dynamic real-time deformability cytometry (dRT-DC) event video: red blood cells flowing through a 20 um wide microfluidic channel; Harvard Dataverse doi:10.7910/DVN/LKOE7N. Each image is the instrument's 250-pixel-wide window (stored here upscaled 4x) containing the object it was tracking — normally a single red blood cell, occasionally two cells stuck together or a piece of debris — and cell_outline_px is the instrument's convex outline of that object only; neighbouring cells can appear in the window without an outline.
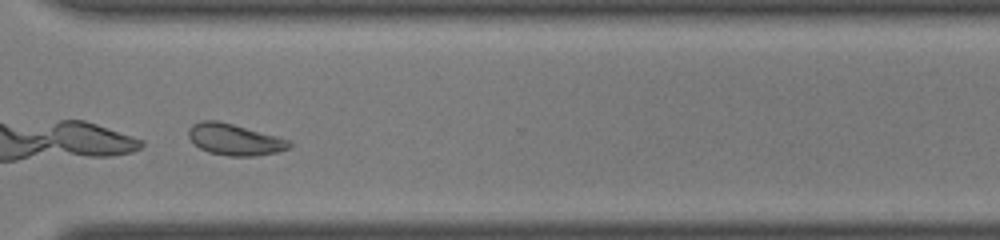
{"species": "common noctule bat (a hibernating species)", "species_latin": "Nyctalus noctula", "temperature_condition": "room temperature", "stored_images_in_passage": 30, "camera_frame_rate_fps": 3000, "um_per_image_px": 0.085, "animal": {"sex": "male", "body_mass_g": 19.0, "forearm_length_mm": 50.8}, "frame": {"image": 1, "passage_image": 22, "time_ms": 7.0, "image_size_px": [1000, 240], "cell_outline_px": [[292, 144], [288, 148], [276, 152], [256, 156], [228, 156], [208, 152], [200, 148], [188, 136], [188, 128], [192, 124], [200, 120], [216, 120], [232, 124], [292, 140]], "centroid_in_image_um": [19.94, 11.86], "position_along_channel_um": 350.7, "area_um2": 18.38}, "authors_computed_cell_mechanics": {"area_um2": 18.3515, "velocity_mm_per_s": 4.257, "shape_relaxation_time_tau1_ms": 1.0168, "shape_relaxation_time_tau2_ms": 7.0445, "deformation_change_tau1": 0.2999, "deformation_change_tau2": 0.1342}}